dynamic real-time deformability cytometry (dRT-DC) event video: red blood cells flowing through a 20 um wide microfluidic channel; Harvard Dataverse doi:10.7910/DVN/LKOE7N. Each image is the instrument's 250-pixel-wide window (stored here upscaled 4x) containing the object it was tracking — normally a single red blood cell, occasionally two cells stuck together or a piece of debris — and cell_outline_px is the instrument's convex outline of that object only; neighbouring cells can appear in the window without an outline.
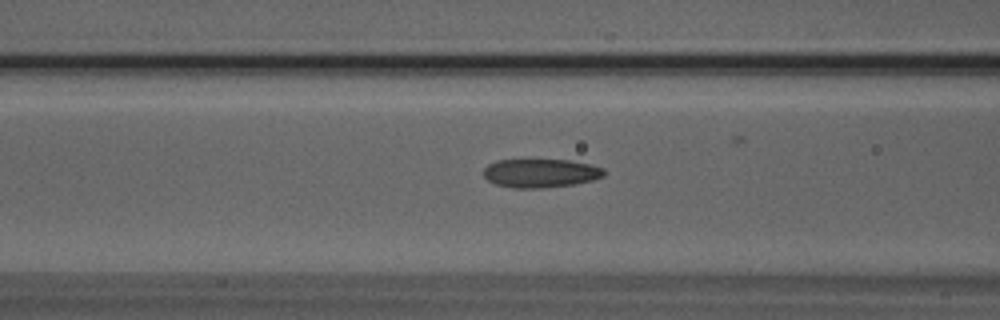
{"species": "Egyptian fruit bat (a non-hibernating species)", "species_latin": "Rousettus aegyptiacus", "temperature_condition": "room temperature", "stored_images_in_passage": 37, "camera_frame_rate_fps": 3000, "um_per_image_px": 0.085, "animal": {"sex": "male"}, "frame": {"image": 1, "passage_image": 6, "time_ms": 1.667, "image_size_px": [1000, 320], "cell_outline_px": [[604, 176], [592, 180], [572, 184], [544, 188], [512, 188], [496, 184], [488, 180], [484, 176], [484, 168], [488, 164], [496, 160], [568, 160], [588, 164], [604, 168]], "centroid_in_image_um": [45.92, 14.72], "position_along_channel_um": 120.7, "area_um2": 20.0}}
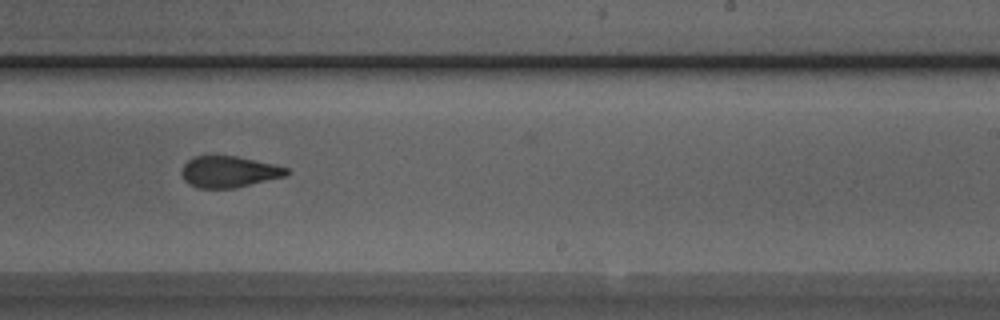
{"frame": {"image": 2, "passage_image": 17, "time_ms": 5.333, "image_size_px": [1000, 320], "cell_outline_px": [[288, 176], [236, 188], [196, 188], [188, 184], [184, 180], [180, 172], [184, 164], [192, 156], [212, 152], [236, 156], [272, 164], [288, 168]], "centroid_in_image_um": [19.4, 14.57], "position_along_channel_um": 269.6, "area_um2": 19.94}}
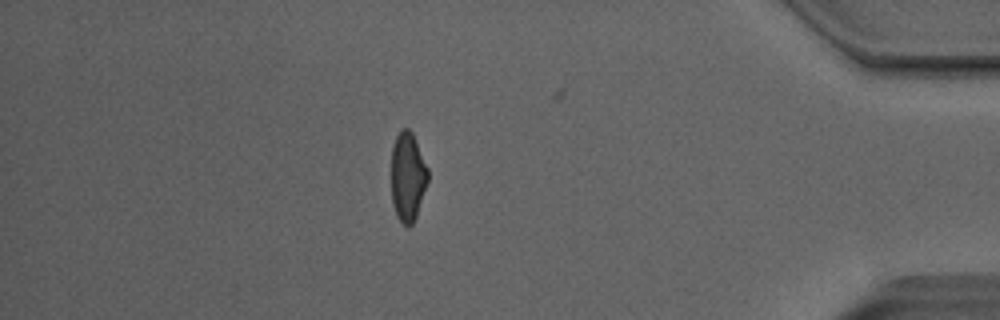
{"frame": {"image": 3, "passage_image": 30, "time_ms": 9.667, "image_size_px": [1000, 320], "cell_outline_px": [[428, 180], [416, 216], [412, 224], [408, 228], [396, 216], [392, 204], [392, 144], [400, 128], [408, 128], [412, 132], [428, 168]], "centroid_in_image_um": [34.65, 15.0], "position_along_channel_um": 400.6, "area_um2": 19.02}, "authors_computed_cell_mechanics": {"area_um2": 19.941, "velocity_mm_per_s": 4.0659, "shape_relaxation_time_tau1_ms": 5.27, "shape_relaxation_time_tau2_ms": 1.9996, "deformation_change_tau1": 0.1464, "deformation_change_tau2": 0.0915}}